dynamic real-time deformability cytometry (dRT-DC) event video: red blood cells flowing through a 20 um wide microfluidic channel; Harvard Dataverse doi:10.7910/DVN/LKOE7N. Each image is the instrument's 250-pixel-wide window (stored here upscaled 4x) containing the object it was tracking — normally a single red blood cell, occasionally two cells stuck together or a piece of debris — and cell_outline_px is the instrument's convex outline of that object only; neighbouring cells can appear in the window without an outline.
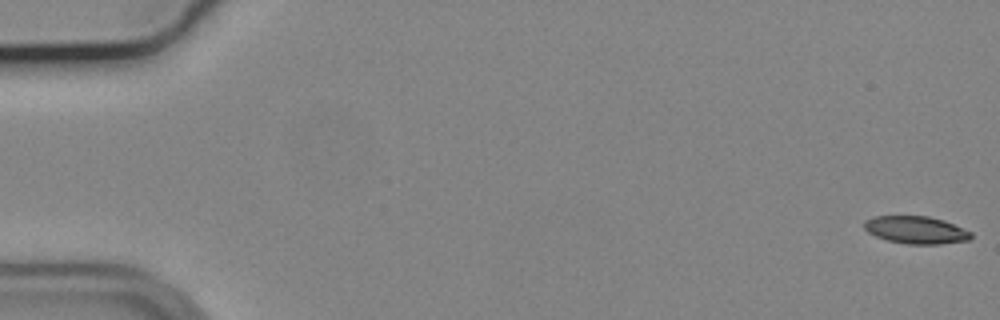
{"species": "common noctule bat (a hibernating species)", "species_latin": "Nyctalus noctula", "temperature_condition": "cold", "stored_images_in_passage": 56, "camera_frame_rate_fps": 3000, "um_per_image_px": 0.085, "animal": {"sex": "male", "body_mass_g": 19.2, "forearm_length_mm": 51.8}, "frame": {"image": 1, "passage_image": 1, "time_ms": 0.0, "image_size_px": [1000, 320], "cell_outline_px": [[972, 236], [968, 240], [940, 244], [908, 244], [888, 240], [876, 236], [868, 232], [864, 228], [864, 220], [872, 216], [928, 216], [944, 220], [972, 232]], "centroid_in_image_um": [77.84, 19.54], "position_along_channel_um": 7.2, "area_um2": 17.11}}
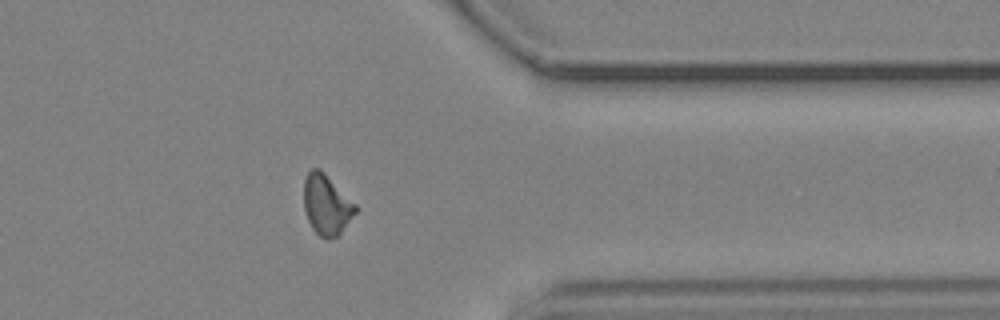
{"frame": {"image": 2, "passage_image": 45, "time_ms": 14.667, "image_size_px": [1000, 320], "cell_outline_px": [[360, 208], [340, 232], [336, 236], [328, 240], [320, 236], [312, 228], [308, 220], [304, 208], [304, 180], [308, 172], [312, 168], [320, 168]], "centroid_in_image_um": [27.76, 17.39], "position_along_channel_um": 383.6, "area_um2": 18.09}}
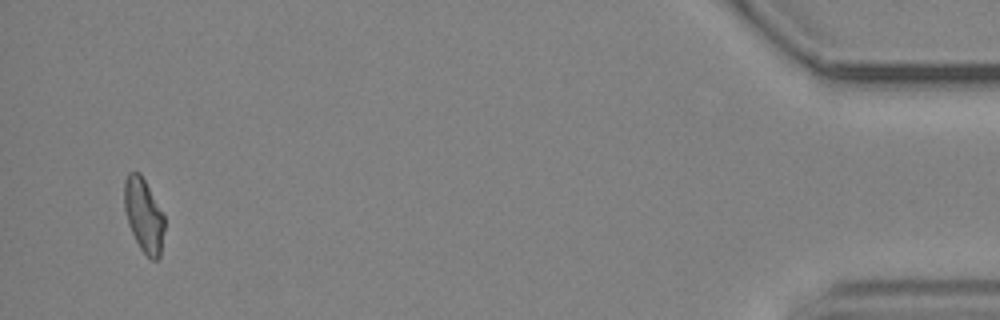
{"frame": {"image": 3, "passage_image": 54, "time_ms": 17.667, "image_size_px": [1000, 320], "cell_outline_px": [[164, 228], [160, 256], [156, 260], [152, 260], [140, 248], [128, 224], [124, 208], [124, 180], [128, 172], [140, 172], [164, 216]], "centroid_in_image_um": [12.2, 18.28], "position_along_channel_um": 423.0, "area_um2": 17.05}}